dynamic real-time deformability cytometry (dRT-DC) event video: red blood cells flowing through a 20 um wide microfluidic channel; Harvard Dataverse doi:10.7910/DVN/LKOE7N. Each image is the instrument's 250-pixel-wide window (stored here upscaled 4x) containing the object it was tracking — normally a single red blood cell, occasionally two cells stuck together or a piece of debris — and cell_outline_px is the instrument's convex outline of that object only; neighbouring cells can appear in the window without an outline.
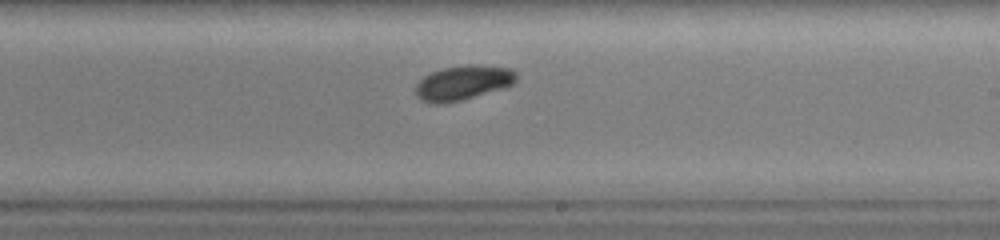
{"species": "common noctule bat (a hibernating species)", "species_latin": "Nyctalus noctula", "temperature_condition": "warm", "stored_images_in_passage": 26, "camera_frame_rate_fps": 3000, "um_per_image_px": 0.085, "animal": {"sex": "female", "body_mass_g": 19.0, "forearm_length_mm": 51.5}, "frame": {"image": 1, "passage_image": 13, "time_ms": 4.0, "image_size_px": [1000, 240], "cell_outline_px": [[516, 84], [504, 88], [448, 104], [436, 104], [420, 100], [416, 96], [416, 84], [424, 76], [432, 72], [444, 68], [468, 64], [472, 64], [512, 68], [516, 72]], "centroid_in_image_um": [39.38, 7.04], "position_along_channel_um": 249.6, "area_um2": 20.58}}
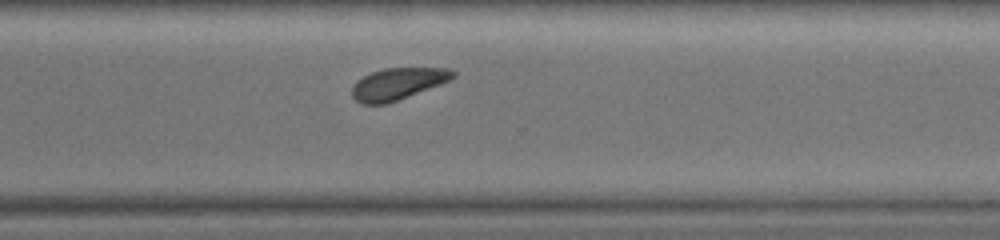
{"frame": {"image": 2, "passage_image": 19, "time_ms": 6.0, "image_size_px": [1000, 240], "cell_outline_px": [[456, 76], [452, 80], [396, 100], [384, 104], [360, 104], [352, 96], [352, 88], [356, 80], [372, 72], [384, 68], [448, 68], [456, 72]], "centroid_in_image_um": [33.81, 7.11], "position_along_channel_um": 336.8, "area_um2": 18.55}}
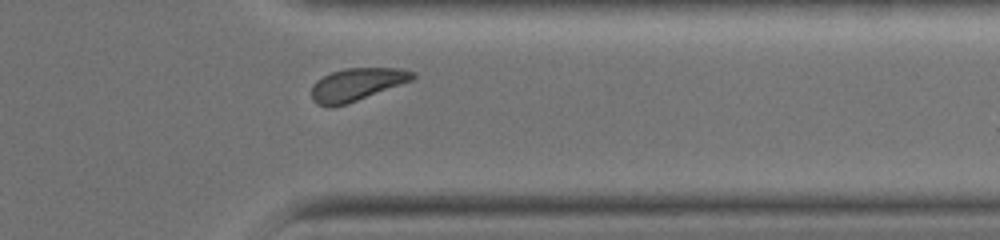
{"frame": {"image": 3, "passage_image": 22, "time_ms": 7.0, "image_size_px": [1000, 240], "cell_outline_px": [[416, 76], [412, 80], [356, 100], [332, 108], [328, 108], [316, 104], [312, 100], [312, 84], [316, 80], [332, 72], [344, 68], [400, 68], [416, 72]], "centroid_in_image_um": [30.29, 7.18], "position_along_channel_um": 381.1, "area_um2": 19.13}}